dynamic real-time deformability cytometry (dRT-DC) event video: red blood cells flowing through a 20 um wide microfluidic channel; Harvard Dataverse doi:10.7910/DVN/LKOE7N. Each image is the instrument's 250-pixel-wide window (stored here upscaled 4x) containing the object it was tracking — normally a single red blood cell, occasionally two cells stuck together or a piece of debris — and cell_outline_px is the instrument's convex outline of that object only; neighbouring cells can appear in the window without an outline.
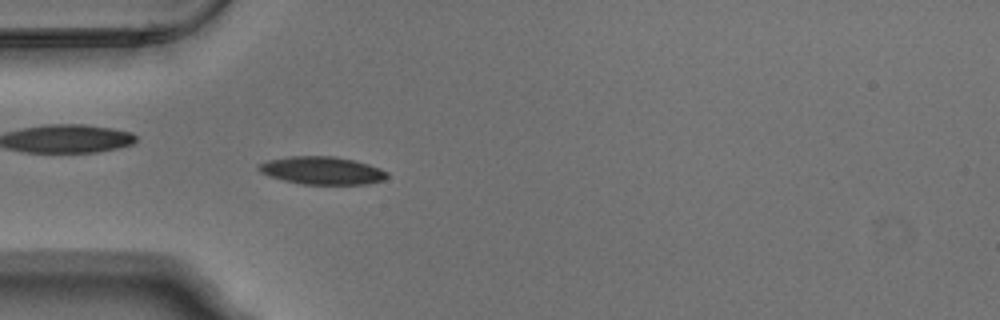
{"species": "Egyptian fruit bat (a non-hibernating species)", "species_latin": "Rousettus aegyptiacus", "temperature_condition": "warm", "stored_images_in_passage": 51, "camera_frame_rate_fps": 3000, "um_per_image_px": 0.085, "animal": {"sex": "male"}, "frame": {"image": 1, "passage_image": 13, "time_ms": 4.0, "image_size_px": [1000, 320], "cell_outline_px": [[388, 176], [384, 180], [368, 184], [300, 184], [268, 176], [260, 172], [256, 168], [256, 164], [268, 160], [288, 156], [336, 156], [368, 164], [380, 168], [388, 172]], "centroid_in_image_um": [27.34, 14.49], "position_along_channel_um": 57.7, "area_um2": 20.98}}
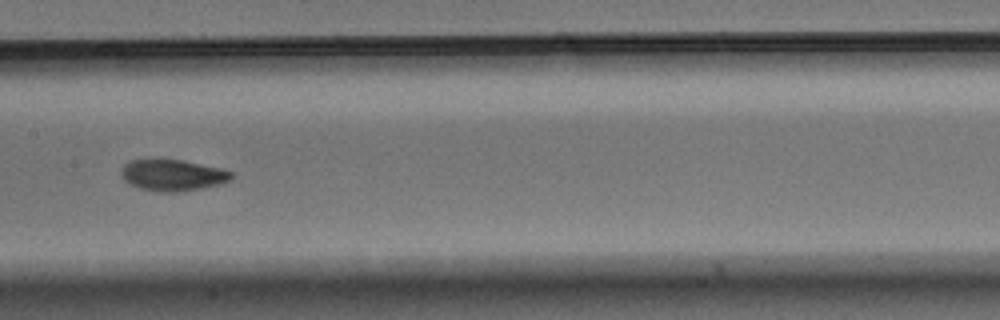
{"frame": {"image": 2, "passage_image": 24, "time_ms": 7.667, "image_size_px": [1000, 320], "cell_outline_px": [[232, 180], [220, 184], [180, 192], [156, 192], [140, 188], [128, 184], [120, 176], [120, 172], [124, 164], [132, 160], [156, 156], [180, 160], [224, 168], [232, 172]], "centroid_in_image_um": [14.63, 14.85], "position_along_channel_um": 192.8, "area_um2": 20.92}}
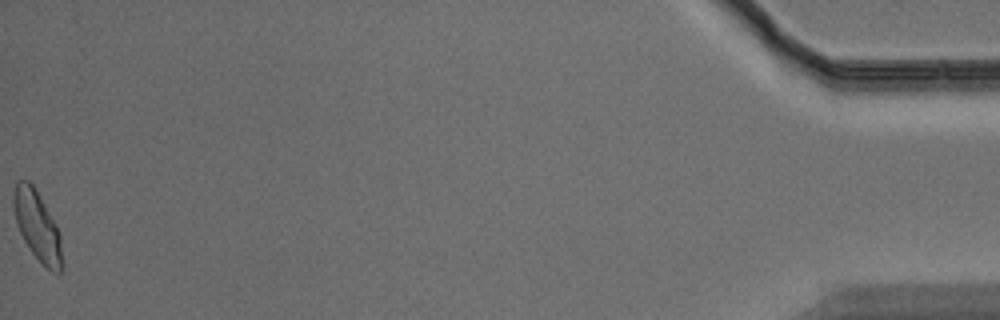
{"frame": {"image": 3, "passage_image": 51, "time_ms": 16.667, "image_size_px": [1000, 320], "cell_outline_px": [[60, 272], [52, 272], [32, 252], [24, 240], [20, 232], [16, 220], [12, 204], [12, 196], [16, 184], [20, 180], [28, 180], [36, 188], [56, 224], [60, 232]], "centroid_in_image_um": [3.14, 19.11], "position_along_channel_um": 432.1, "area_um2": 19.13}, "authors_computed_cell_mechanics": {"area_um2": 19.4208, "velocity_mm_per_s": 3.762, "shape_relaxation_time_tau1_ms": 2.8185, "shape_relaxation_time_tau2_ms": 2.1627, "deformation_change_tau1": 0.1315, "deformation_change_tau2": 0.0587}}